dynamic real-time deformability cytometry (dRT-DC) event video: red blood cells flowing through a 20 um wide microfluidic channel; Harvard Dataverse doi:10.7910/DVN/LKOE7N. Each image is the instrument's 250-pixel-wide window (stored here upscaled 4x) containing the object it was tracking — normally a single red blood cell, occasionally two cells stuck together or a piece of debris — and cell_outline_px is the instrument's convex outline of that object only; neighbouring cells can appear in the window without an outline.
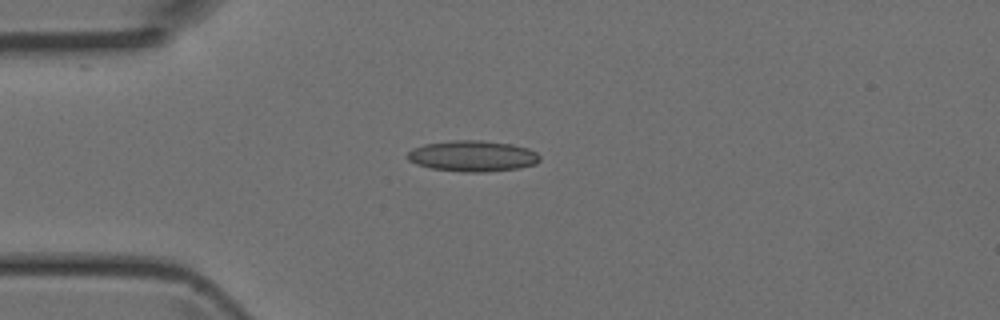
{"species": "Egyptian fruit bat (a non-hibernating species)", "species_latin": "Rousettus aegyptiacus", "temperature_condition": "room temperature", "stored_images_in_passage": 5, "camera_frame_rate_fps": 3000, "um_per_image_px": 0.085, "animal": {"sex": "female"}, "frame": {"image": 1, "passage_image": 3, "time_ms": 0.667, "image_size_px": [1000, 320], "cell_outline_px": [[540, 160], [536, 164], [520, 168], [484, 172], [464, 172], [432, 168], [416, 164], [408, 160], [404, 156], [412, 148], [424, 144], [452, 140], [484, 140], [512, 144], [528, 148], [536, 152], [540, 156]], "centroid_in_image_um": [40.16, 13.26], "position_along_channel_um": 44.8, "area_um2": 24.1}}
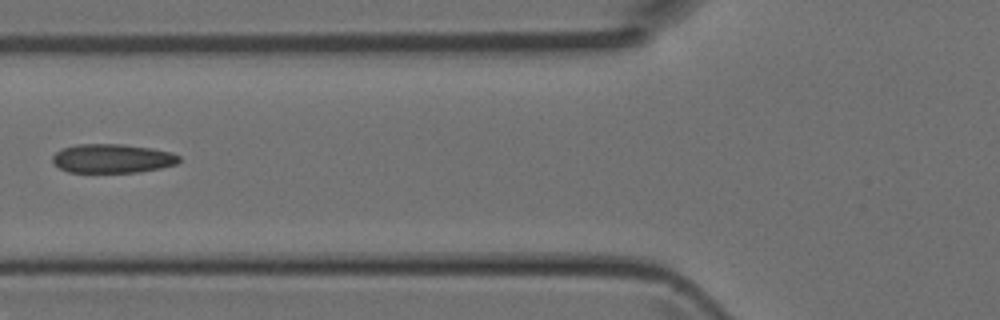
{"frame": {"image": 2, "passage_image": 5, "time_ms": 1.333, "image_size_px": [1000, 320], "cell_outline_px": [[180, 160], [176, 164], [160, 168], [136, 172], [68, 172], [60, 168], [52, 160], [52, 156], [56, 152], [64, 148], [76, 144], [124, 144], [152, 148], [172, 152], [180, 156]], "centroid_in_image_um": [9.57, 13.46], "position_along_channel_um": 116.2, "area_um2": 21.33}}